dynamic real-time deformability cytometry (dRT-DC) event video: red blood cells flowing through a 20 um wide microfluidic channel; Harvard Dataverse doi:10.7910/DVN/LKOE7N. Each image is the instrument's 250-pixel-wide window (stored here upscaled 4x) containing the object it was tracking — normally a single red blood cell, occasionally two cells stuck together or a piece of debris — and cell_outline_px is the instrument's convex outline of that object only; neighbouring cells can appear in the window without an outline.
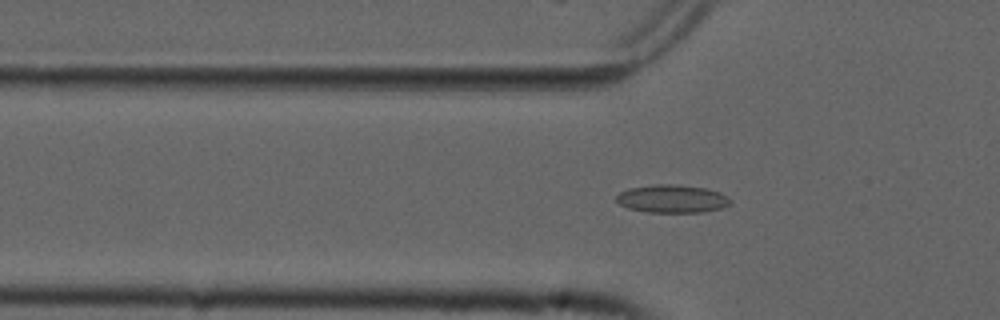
{"species": "common noctule bat (a hibernating species)", "species_latin": "Nyctalus noctula", "temperature_condition": "cold", "stored_images_in_passage": 55, "camera_frame_rate_fps": 3000, "um_per_image_px": 0.085, "animal": {"sex": "male", "forearm_length_mm": 52.5}, "frame": {"image": 1, "passage_image": 18, "time_ms": 5.667, "image_size_px": [1000, 320], "cell_outline_px": [[732, 200], [724, 208], [704, 212], [648, 212], [628, 208], [620, 204], [616, 200], [616, 196], [620, 192], [628, 188], [656, 184], [672, 184], [704, 188], [720, 192], [728, 196]], "centroid_in_image_um": [57.14, 16.9], "position_along_channel_um": 68.7, "area_um2": 18.61}}
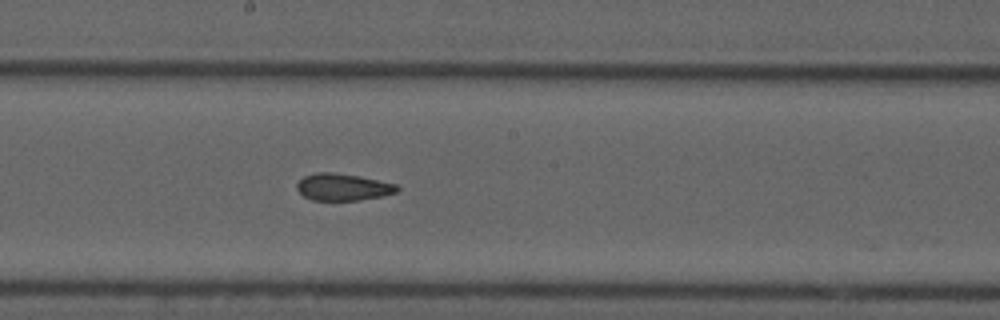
{"frame": {"image": 2, "passage_image": 30, "time_ms": 9.667, "image_size_px": [1000, 320], "cell_outline_px": [[400, 188], [396, 192], [384, 196], [360, 200], [312, 200], [304, 196], [296, 188], [296, 184], [304, 176], [316, 172], [332, 172], [360, 176], [396, 184]], "centroid_in_image_um": [29.15, 15.9], "position_along_channel_um": 219.0, "area_um2": 15.78}}
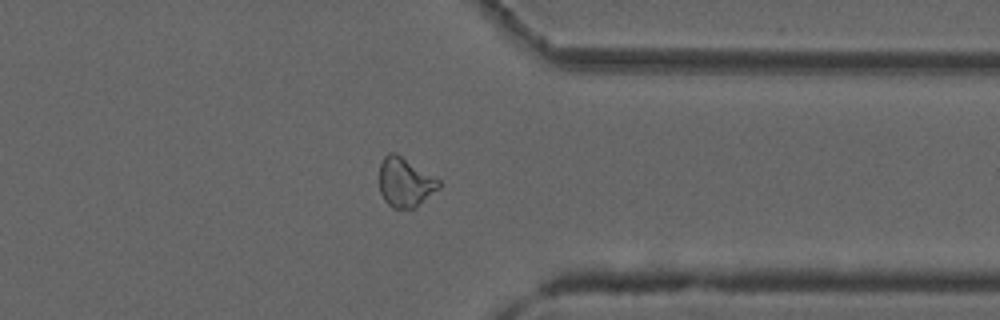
{"frame": {"image": 3, "passage_image": 43, "time_ms": 14.0, "image_size_px": [1000, 320], "cell_outline_px": [[440, 188], [416, 208], [392, 208], [384, 200], [380, 192], [380, 164], [384, 156], [388, 152], [396, 152], [440, 180]], "centroid_in_image_um": [34.44, 15.5], "position_along_channel_um": 377.0, "area_um2": 17.22}, "authors_computed_cell_mechanics": {"area_um2": 17.629, "velocity_mm_per_s": 3.7563, "shape_relaxation_time_tau1_ms": null, "shape_relaxation_time_tau2_ms": 1.8539, "deformation_change_tau1": null, "deformation_change_tau2": 0.0797}}